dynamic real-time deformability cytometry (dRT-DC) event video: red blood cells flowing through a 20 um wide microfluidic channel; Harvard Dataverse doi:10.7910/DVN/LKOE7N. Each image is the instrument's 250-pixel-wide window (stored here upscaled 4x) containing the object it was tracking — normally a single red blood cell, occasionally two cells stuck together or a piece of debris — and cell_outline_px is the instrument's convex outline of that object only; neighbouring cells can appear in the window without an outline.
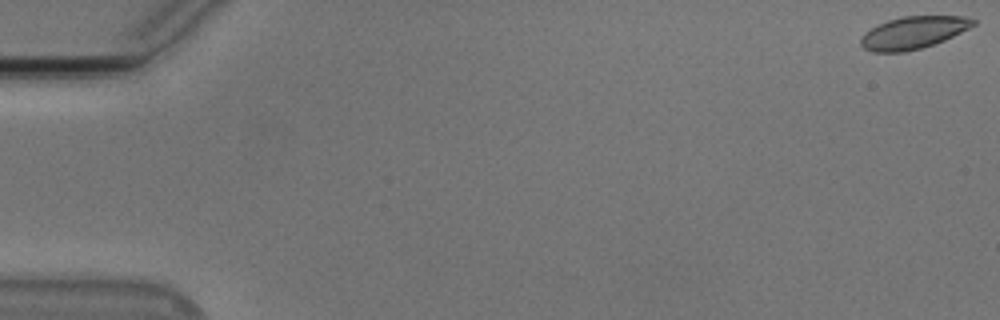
{"species": "Egyptian fruit bat (a non-hibernating species)", "species_latin": "Rousettus aegyptiacus", "temperature_condition": "cold", "stored_images_in_passage": 55, "camera_frame_rate_fps": 3000, "um_per_image_px": 0.085, "animal": {"sex": "male"}, "frame": {"image": 1, "passage_image": 1, "time_ms": 0.0, "image_size_px": [1000, 320], "cell_outline_px": [[976, 24], [944, 40], [920, 48], [904, 52], [872, 52], [864, 48], [860, 44], [860, 36], [864, 32], [876, 24], [888, 20], [904, 16], [964, 16], [976, 20]], "centroid_in_image_um": [77.57, 2.77], "position_along_channel_um": 7.4, "area_um2": 21.15}}
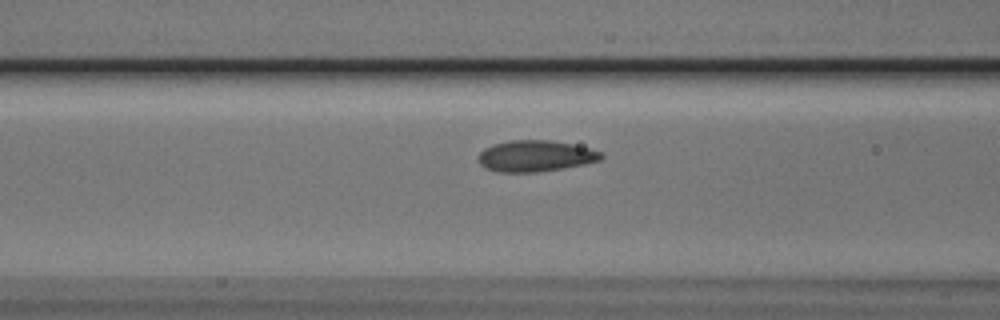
{"frame": {"image": 2, "passage_image": 23, "time_ms": 7.333, "image_size_px": [1000, 320], "cell_outline_px": [[604, 156], [600, 160], [584, 164], [564, 168], [536, 172], [500, 172], [488, 168], [480, 164], [480, 152], [484, 148], [492, 144], [512, 140], [552, 140], [572, 144], [604, 152]], "centroid_in_image_um": [45.55, 13.25], "position_along_channel_um": 121.0, "area_um2": 22.25}}
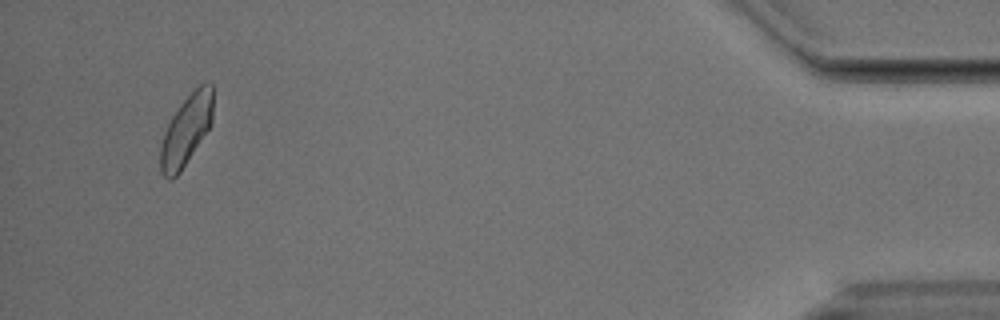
{"frame": {"image": 3, "passage_image": 53, "time_ms": 17.333, "image_size_px": [1000, 320], "cell_outline_px": [[212, 120], [208, 128], [180, 172], [172, 180], [168, 180], [160, 172], [160, 148], [164, 132], [172, 116], [180, 104], [200, 84], [212, 84]], "centroid_in_image_um": [15.79, 11.1], "position_along_channel_um": 419.4, "area_um2": 21.04}, "authors_computed_cell_mechanics": {"area_um2": 21.675, "velocity_mm_per_s": 3.7322, "shape_relaxation_time_tau1_ms": 4.7839, "shape_relaxation_time_tau2_ms": 1.2126, "deformation_change_tau1": 0.0939, "deformation_change_tau2": 0.0384}}